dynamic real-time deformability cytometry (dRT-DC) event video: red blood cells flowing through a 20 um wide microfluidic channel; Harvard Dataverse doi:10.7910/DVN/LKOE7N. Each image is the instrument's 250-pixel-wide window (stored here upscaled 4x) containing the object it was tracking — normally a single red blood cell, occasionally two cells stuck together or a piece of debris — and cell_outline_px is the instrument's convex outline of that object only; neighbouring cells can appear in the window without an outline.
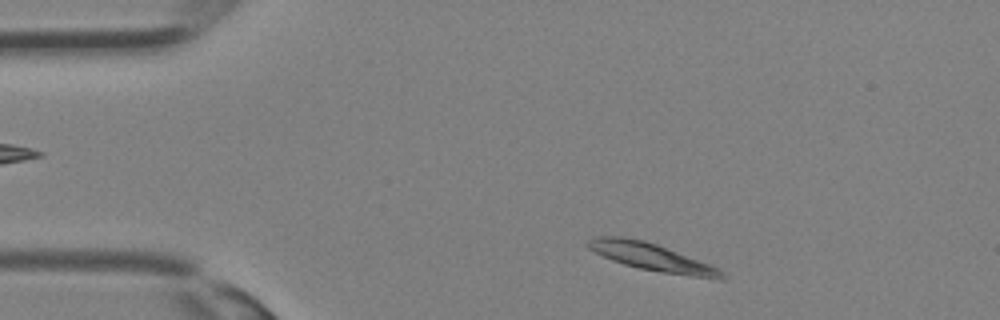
{"species": "Egyptian fruit bat (a non-hibernating species)", "species_latin": "Rousettus aegyptiacus", "temperature_condition": "room temperature", "stored_images_in_passage": 29, "camera_frame_rate_fps": 3000, "um_per_image_px": 0.085, "animal": {"sex": "female"}, "frame": {"image": 1, "passage_image": 2, "time_ms": 0.333, "image_size_px": [1000, 320], "cell_outline_px": [[724, 276], [720, 280], [664, 272], [640, 268], [624, 264], [612, 260], [588, 248], [584, 244], [588, 240], [596, 236], [620, 236], [644, 240], [656, 244], [708, 264], [724, 272]], "centroid_in_image_um": [55.33, 21.83], "position_along_channel_um": 29.7, "area_um2": 20.81}}
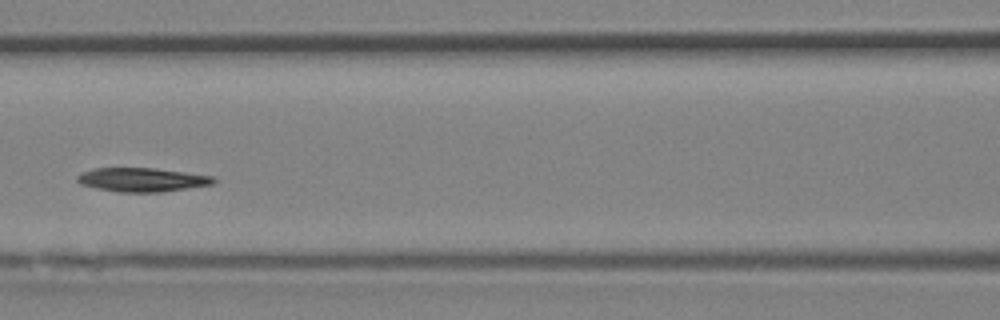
{"frame": {"image": 2, "passage_image": 11, "time_ms": 3.333, "image_size_px": [1000, 320], "cell_outline_px": [[216, 180], [212, 184], [160, 192], [116, 192], [96, 188], [80, 184], [76, 180], [76, 176], [92, 168], [152, 168], [216, 176]], "centroid_in_image_um": [12.05, 15.27], "position_along_channel_um": 154.5, "area_um2": 18.9}}
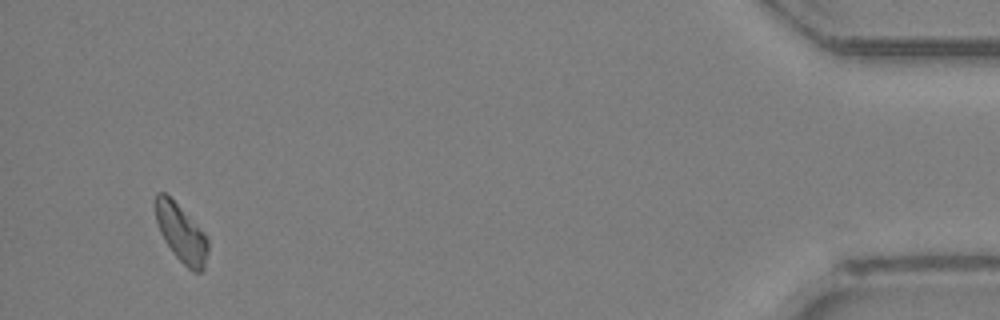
{"frame": {"image": 3, "passage_image": 28, "time_ms": 9.0, "image_size_px": [1000, 320], "cell_outline_px": [[208, 252], [204, 268], [200, 272], [192, 272], [176, 256], [164, 240], [160, 232], [156, 220], [156, 192], [164, 192], [204, 232], [208, 240]], "centroid_in_image_um": [15.42, 19.86], "position_along_channel_um": 419.8, "area_um2": 17.22}}